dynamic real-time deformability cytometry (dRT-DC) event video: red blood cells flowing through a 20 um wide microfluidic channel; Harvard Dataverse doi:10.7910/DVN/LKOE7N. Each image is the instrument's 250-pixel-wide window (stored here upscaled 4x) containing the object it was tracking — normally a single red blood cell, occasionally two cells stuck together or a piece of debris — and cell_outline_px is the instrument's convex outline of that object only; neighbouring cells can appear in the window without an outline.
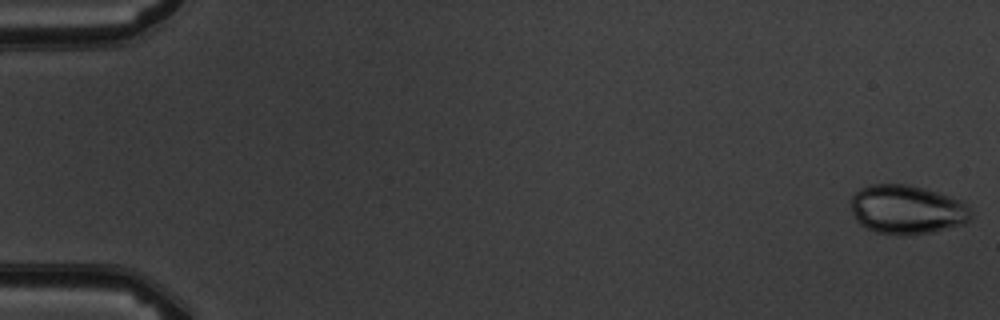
{"species": "common noctule bat (a hibernating species)", "species_latin": "Nyctalus noctula", "temperature_condition": "warm", "stored_images_in_passage": 5, "camera_frame_rate_fps": 3000, "um_per_image_px": 0.085, "animal": {"sex": "male", "body_mass_g": 19.5, "forearm_length_mm": 54.6}, "frame": {"image": 1, "passage_image": 1, "time_ms": 0.0, "image_size_px": [1000, 320], "cell_outline_px": [[972, 216], [964, 224], [932, 232], [908, 236], [896, 236], [876, 232], [864, 228], [856, 220], [852, 212], [852, 196], [860, 188], [872, 184], [908, 184], [924, 188], [964, 200], [972, 212]], "centroid_in_image_um": [77.11, 17.83], "position_along_channel_um": 7.9, "area_um2": 34.85}}